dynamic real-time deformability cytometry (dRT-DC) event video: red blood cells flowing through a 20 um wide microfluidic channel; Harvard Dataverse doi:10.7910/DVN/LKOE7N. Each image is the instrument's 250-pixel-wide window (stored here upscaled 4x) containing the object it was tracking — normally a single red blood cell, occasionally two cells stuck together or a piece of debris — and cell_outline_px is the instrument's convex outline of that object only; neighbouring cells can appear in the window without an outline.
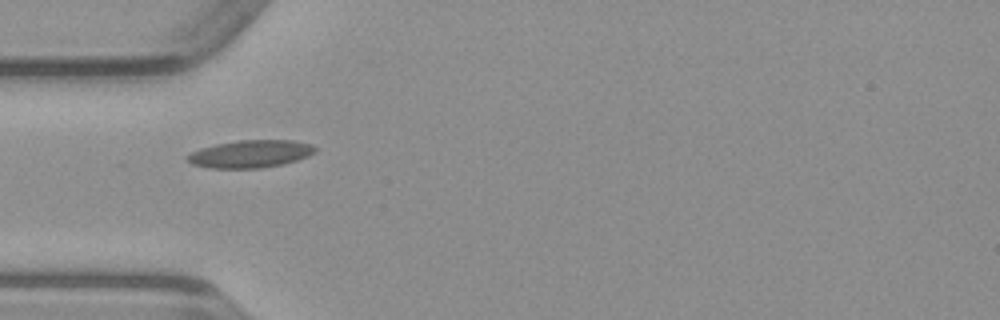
{"species": "common noctule bat (a hibernating species)", "species_latin": "Nyctalus noctula", "temperature_condition": "warm", "stored_images_in_passage": 33, "camera_frame_rate_fps": 3000, "um_per_image_px": 0.085, "animal": {"sex": "male", "body_mass_g": 23.1, "forearm_length_mm": 52.7}, "frame": {"image": 1, "passage_image": 1, "time_ms": 0.0, "image_size_px": [1000, 320], "cell_outline_px": [[316, 152], [308, 156], [284, 164], [260, 168], [212, 168], [192, 164], [184, 160], [184, 156], [200, 148], [216, 144], [236, 140], [292, 140], [312, 144], [316, 148]], "centroid_in_image_um": [21.26, 13.08], "position_along_channel_um": 63.7, "area_um2": 20.69}}
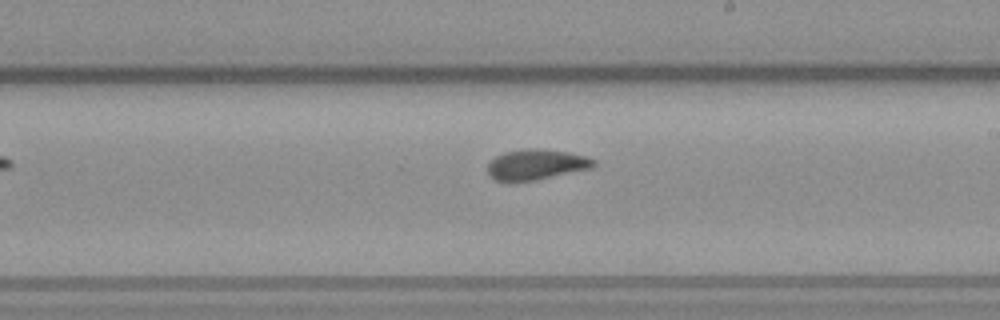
{"frame": {"image": 2, "passage_image": 14, "time_ms": 4.333, "image_size_px": [1000, 320], "cell_outline_px": [[596, 164], [592, 168], [536, 180], [512, 184], [504, 184], [488, 176], [488, 164], [496, 156], [504, 152], [528, 148], [532, 148], [568, 152], [584, 156], [596, 160]], "centroid_in_image_um": [45.52, 14.03], "position_along_channel_um": 243.5, "area_um2": 19.25}}
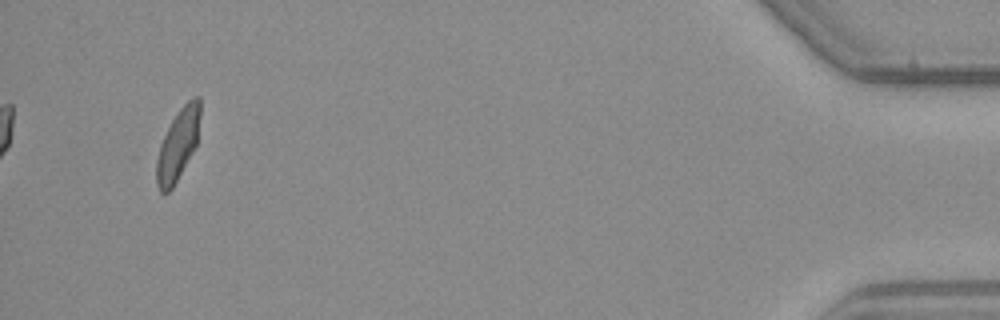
{"frame": {"image": 3, "passage_image": 33, "time_ms": 10.667, "image_size_px": [1000, 320], "cell_outline_px": [[200, 116], [196, 144], [192, 152], [172, 188], [168, 192], [160, 192], [156, 184], [156, 160], [160, 144], [172, 120], [180, 108], [192, 96], [200, 96]], "centroid_in_image_um": [15.11, 12.27], "position_along_channel_um": 420.1, "area_um2": 17.8}}